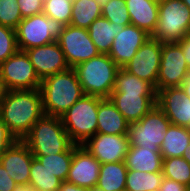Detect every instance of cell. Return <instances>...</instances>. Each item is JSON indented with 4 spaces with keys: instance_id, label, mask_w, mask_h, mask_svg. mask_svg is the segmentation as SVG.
<instances>
[{
    "instance_id": "cell-18",
    "label": "cell",
    "mask_w": 190,
    "mask_h": 191,
    "mask_svg": "<svg viewBox=\"0 0 190 191\" xmlns=\"http://www.w3.org/2000/svg\"><path fill=\"white\" fill-rule=\"evenodd\" d=\"M34 158L22 140H16L1 156L0 163L17 184H29L30 168Z\"/></svg>"
},
{
    "instance_id": "cell-44",
    "label": "cell",
    "mask_w": 190,
    "mask_h": 191,
    "mask_svg": "<svg viewBox=\"0 0 190 191\" xmlns=\"http://www.w3.org/2000/svg\"><path fill=\"white\" fill-rule=\"evenodd\" d=\"M5 93H6L5 86L3 84V81L0 79V104L4 98Z\"/></svg>"
},
{
    "instance_id": "cell-31",
    "label": "cell",
    "mask_w": 190,
    "mask_h": 191,
    "mask_svg": "<svg viewBox=\"0 0 190 191\" xmlns=\"http://www.w3.org/2000/svg\"><path fill=\"white\" fill-rule=\"evenodd\" d=\"M162 173L165 178L177 181L190 189V163L183 157L163 159Z\"/></svg>"
},
{
    "instance_id": "cell-41",
    "label": "cell",
    "mask_w": 190,
    "mask_h": 191,
    "mask_svg": "<svg viewBox=\"0 0 190 191\" xmlns=\"http://www.w3.org/2000/svg\"><path fill=\"white\" fill-rule=\"evenodd\" d=\"M58 191H92V189L80 187L68 181H62Z\"/></svg>"
},
{
    "instance_id": "cell-25",
    "label": "cell",
    "mask_w": 190,
    "mask_h": 191,
    "mask_svg": "<svg viewBox=\"0 0 190 191\" xmlns=\"http://www.w3.org/2000/svg\"><path fill=\"white\" fill-rule=\"evenodd\" d=\"M127 171L124 161L101 164L96 187L104 191H125Z\"/></svg>"
},
{
    "instance_id": "cell-24",
    "label": "cell",
    "mask_w": 190,
    "mask_h": 191,
    "mask_svg": "<svg viewBox=\"0 0 190 191\" xmlns=\"http://www.w3.org/2000/svg\"><path fill=\"white\" fill-rule=\"evenodd\" d=\"M190 143V128L170 124L165 131L164 140L160 146L163 159L183 157L184 150Z\"/></svg>"
},
{
    "instance_id": "cell-38",
    "label": "cell",
    "mask_w": 190,
    "mask_h": 191,
    "mask_svg": "<svg viewBox=\"0 0 190 191\" xmlns=\"http://www.w3.org/2000/svg\"><path fill=\"white\" fill-rule=\"evenodd\" d=\"M17 183L9 176L7 170L0 163V191H12Z\"/></svg>"
},
{
    "instance_id": "cell-27",
    "label": "cell",
    "mask_w": 190,
    "mask_h": 191,
    "mask_svg": "<svg viewBox=\"0 0 190 191\" xmlns=\"http://www.w3.org/2000/svg\"><path fill=\"white\" fill-rule=\"evenodd\" d=\"M102 0H74L70 24L88 29L90 24L102 16Z\"/></svg>"
},
{
    "instance_id": "cell-46",
    "label": "cell",
    "mask_w": 190,
    "mask_h": 191,
    "mask_svg": "<svg viewBox=\"0 0 190 191\" xmlns=\"http://www.w3.org/2000/svg\"><path fill=\"white\" fill-rule=\"evenodd\" d=\"M182 2L190 9V0H182Z\"/></svg>"
},
{
    "instance_id": "cell-10",
    "label": "cell",
    "mask_w": 190,
    "mask_h": 191,
    "mask_svg": "<svg viewBox=\"0 0 190 191\" xmlns=\"http://www.w3.org/2000/svg\"><path fill=\"white\" fill-rule=\"evenodd\" d=\"M56 41L64 52L70 68L100 54L85 28L65 25Z\"/></svg>"
},
{
    "instance_id": "cell-13",
    "label": "cell",
    "mask_w": 190,
    "mask_h": 191,
    "mask_svg": "<svg viewBox=\"0 0 190 191\" xmlns=\"http://www.w3.org/2000/svg\"><path fill=\"white\" fill-rule=\"evenodd\" d=\"M84 146L101 164L124 161L129 151L128 135L96 133Z\"/></svg>"
},
{
    "instance_id": "cell-35",
    "label": "cell",
    "mask_w": 190,
    "mask_h": 191,
    "mask_svg": "<svg viewBox=\"0 0 190 191\" xmlns=\"http://www.w3.org/2000/svg\"><path fill=\"white\" fill-rule=\"evenodd\" d=\"M18 50L15 29L0 25V64Z\"/></svg>"
},
{
    "instance_id": "cell-14",
    "label": "cell",
    "mask_w": 190,
    "mask_h": 191,
    "mask_svg": "<svg viewBox=\"0 0 190 191\" xmlns=\"http://www.w3.org/2000/svg\"><path fill=\"white\" fill-rule=\"evenodd\" d=\"M101 163L82 145L74 144L73 158L66 181L80 187L97 186Z\"/></svg>"
},
{
    "instance_id": "cell-32",
    "label": "cell",
    "mask_w": 190,
    "mask_h": 191,
    "mask_svg": "<svg viewBox=\"0 0 190 191\" xmlns=\"http://www.w3.org/2000/svg\"><path fill=\"white\" fill-rule=\"evenodd\" d=\"M101 10L102 17L116 25L126 26L131 24L126 0H102Z\"/></svg>"
},
{
    "instance_id": "cell-26",
    "label": "cell",
    "mask_w": 190,
    "mask_h": 191,
    "mask_svg": "<svg viewBox=\"0 0 190 191\" xmlns=\"http://www.w3.org/2000/svg\"><path fill=\"white\" fill-rule=\"evenodd\" d=\"M112 93L139 94V96H156L155 88L134 74L120 68L116 74Z\"/></svg>"
},
{
    "instance_id": "cell-22",
    "label": "cell",
    "mask_w": 190,
    "mask_h": 191,
    "mask_svg": "<svg viewBox=\"0 0 190 191\" xmlns=\"http://www.w3.org/2000/svg\"><path fill=\"white\" fill-rule=\"evenodd\" d=\"M124 164L130 170L162 172L163 158L160 148L130 146Z\"/></svg>"
},
{
    "instance_id": "cell-21",
    "label": "cell",
    "mask_w": 190,
    "mask_h": 191,
    "mask_svg": "<svg viewBox=\"0 0 190 191\" xmlns=\"http://www.w3.org/2000/svg\"><path fill=\"white\" fill-rule=\"evenodd\" d=\"M131 24L152 35L159 18V4L153 0H126Z\"/></svg>"
},
{
    "instance_id": "cell-33",
    "label": "cell",
    "mask_w": 190,
    "mask_h": 191,
    "mask_svg": "<svg viewBox=\"0 0 190 191\" xmlns=\"http://www.w3.org/2000/svg\"><path fill=\"white\" fill-rule=\"evenodd\" d=\"M73 0H44L43 13L64 25L70 24Z\"/></svg>"
},
{
    "instance_id": "cell-40",
    "label": "cell",
    "mask_w": 190,
    "mask_h": 191,
    "mask_svg": "<svg viewBox=\"0 0 190 191\" xmlns=\"http://www.w3.org/2000/svg\"><path fill=\"white\" fill-rule=\"evenodd\" d=\"M177 44L182 48L184 58L190 70V37L188 35L185 36L182 40L177 42Z\"/></svg>"
},
{
    "instance_id": "cell-9",
    "label": "cell",
    "mask_w": 190,
    "mask_h": 191,
    "mask_svg": "<svg viewBox=\"0 0 190 191\" xmlns=\"http://www.w3.org/2000/svg\"><path fill=\"white\" fill-rule=\"evenodd\" d=\"M0 79L6 90L39 89L41 83L27 53L21 50L0 64Z\"/></svg>"
},
{
    "instance_id": "cell-5",
    "label": "cell",
    "mask_w": 190,
    "mask_h": 191,
    "mask_svg": "<svg viewBox=\"0 0 190 191\" xmlns=\"http://www.w3.org/2000/svg\"><path fill=\"white\" fill-rule=\"evenodd\" d=\"M102 99L85 94L60 117L74 144L83 145L97 133V112Z\"/></svg>"
},
{
    "instance_id": "cell-16",
    "label": "cell",
    "mask_w": 190,
    "mask_h": 191,
    "mask_svg": "<svg viewBox=\"0 0 190 191\" xmlns=\"http://www.w3.org/2000/svg\"><path fill=\"white\" fill-rule=\"evenodd\" d=\"M38 77L42 80L47 76L65 71L70 68L64 52L58 42L33 47L25 50Z\"/></svg>"
},
{
    "instance_id": "cell-34",
    "label": "cell",
    "mask_w": 190,
    "mask_h": 191,
    "mask_svg": "<svg viewBox=\"0 0 190 191\" xmlns=\"http://www.w3.org/2000/svg\"><path fill=\"white\" fill-rule=\"evenodd\" d=\"M18 0H0V25L16 29L23 19Z\"/></svg>"
},
{
    "instance_id": "cell-48",
    "label": "cell",
    "mask_w": 190,
    "mask_h": 191,
    "mask_svg": "<svg viewBox=\"0 0 190 191\" xmlns=\"http://www.w3.org/2000/svg\"><path fill=\"white\" fill-rule=\"evenodd\" d=\"M92 191H104V190H102V189H99L98 187H94V188H92Z\"/></svg>"
},
{
    "instance_id": "cell-20",
    "label": "cell",
    "mask_w": 190,
    "mask_h": 191,
    "mask_svg": "<svg viewBox=\"0 0 190 191\" xmlns=\"http://www.w3.org/2000/svg\"><path fill=\"white\" fill-rule=\"evenodd\" d=\"M129 123L109 100L103 98L99 102L97 112V133L128 135Z\"/></svg>"
},
{
    "instance_id": "cell-4",
    "label": "cell",
    "mask_w": 190,
    "mask_h": 191,
    "mask_svg": "<svg viewBox=\"0 0 190 191\" xmlns=\"http://www.w3.org/2000/svg\"><path fill=\"white\" fill-rule=\"evenodd\" d=\"M120 67L108 54H99L74 67L86 95L109 98Z\"/></svg>"
},
{
    "instance_id": "cell-39",
    "label": "cell",
    "mask_w": 190,
    "mask_h": 191,
    "mask_svg": "<svg viewBox=\"0 0 190 191\" xmlns=\"http://www.w3.org/2000/svg\"><path fill=\"white\" fill-rule=\"evenodd\" d=\"M159 191H190V189L177 181L164 177Z\"/></svg>"
},
{
    "instance_id": "cell-43",
    "label": "cell",
    "mask_w": 190,
    "mask_h": 191,
    "mask_svg": "<svg viewBox=\"0 0 190 191\" xmlns=\"http://www.w3.org/2000/svg\"><path fill=\"white\" fill-rule=\"evenodd\" d=\"M12 191H36L31 184H17Z\"/></svg>"
},
{
    "instance_id": "cell-11",
    "label": "cell",
    "mask_w": 190,
    "mask_h": 191,
    "mask_svg": "<svg viewBox=\"0 0 190 191\" xmlns=\"http://www.w3.org/2000/svg\"><path fill=\"white\" fill-rule=\"evenodd\" d=\"M189 71L182 48L177 43H162L156 92L169 87H181Z\"/></svg>"
},
{
    "instance_id": "cell-30",
    "label": "cell",
    "mask_w": 190,
    "mask_h": 191,
    "mask_svg": "<svg viewBox=\"0 0 190 191\" xmlns=\"http://www.w3.org/2000/svg\"><path fill=\"white\" fill-rule=\"evenodd\" d=\"M74 144L65 152L34 156L42 165L62 181H66L73 158Z\"/></svg>"
},
{
    "instance_id": "cell-2",
    "label": "cell",
    "mask_w": 190,
    "mask_h": 191,
    "mask_svg": "<svg viewBox=\"0 0 190 191\" xmlns=\"http://www.w3.org/2000/svg\"><path fill=\"white\" fill-rule=\"evenodd\" d=\"M39 90L44 114L59 118L85 95L74 68L45 77Z\"/></svg>"
},
{
    "instance_id": "cell-23",
    "label": "cell",
    "mask_w": 190,
    "mask_h": 191,
    "mask_svg": "<svg viewBox=\"0 0 190 191\" xmlns=\"http://www.w3.org/2000/svg\"><path fill=\"white\" fill-rule=\"evenodd\" d=\"M125 26L116 25L104 17L95 19L87 29L89 37L97 47L100 54H109L115 36Z\"/></svg>"
},
{
    "instance_id": "cell-36",
    "label": "cell",
    "mask_w": 190,
    "mask_h": 191,
    "mask_svg": "<svg viewBox=\"0 0 190 191\" xmlns=\"http://www.w3.org/2000/svg\"><path fill=\"white\" fill-rule=\"evenodd\" d=\"M23 18L43 13L44 0H18Z\"/></svg>"
},
{
    "instance_id": "cell-42",
    "label": "cell",
    "mask_w": 190,
    "mask_h": 191,
    "mask_svg": "<svg viewBox=\"0 0 190 191\" xmlns=\"http://www.w3.org/2000/svg\"><path fill=\"white\" fill-rule=\"evenodd\" d=\"M181 88L190 98V71L188 72V75L186 76L185 80L182 82Z\"/></svg>"
},
{
    "instance_id": "cell-15",
    "label": "cell",
    "mask_w": 190,
    "mask_h": 191,
    "mask_svg": "<svg viewBox=\"0 0 190 191\" xmlns=\"http://www.w3.org/2000/svg\"><path fill=\"white\" fill-rule=\"evenodd\" d=\"M156 105L171 124L190 128V98L181 87H169L157 91Z\"/></svg>"
},
{
    "instance_id": "cell-17",
    "label": "cell",
    "mask_w": 190,
    "mask_h": 191,
    "mask_svg": "<svg viewBox=\"0 0 190 191\" xmlns=\"http://www.w3.org/2000/svg\"><path fill=\"white\" fill-rule=\"evenodd\" d=\"M149 38L151 35L143 29L133 24L126 25L115 36L108 55L120 68H123Z\"/></svg>"
},
{
    "instance_id": "cell-37",
    "label": "cell",
    "mask_w": 190,
    "mask_h": 191,
    "mask_svg": "<svg viewBox=\"0 0 190 191\" xmlns=\"http://www.w3.org/2000/svg\"><path fill=\"white\" fill-rule=\"evenodd\" d=\"M16 141L0 117V156Z\"/></svg>"
},
{
    "instance_id": "cell-47",
    "label": "cell",
    "mask_w": 190,
    "mask_h": 191,
    "mask_svg": "<svg viewBox=\"0 0 190 191\" xmlns=\"http://www.w3.org/2000/svg\"><path fill=\"white\" fill-rule=\"evenodd\" d=\"M155 3H157V4H161V3H164L165 1H167V0H153Z\"/></svg>"
},
{
    "instance_id": "cell-7",
    "label": "cell",
    "mask_w": 190,
    "mask_h": 191,
    "mask_svg": "<svg viewBox=\"0 0 190 191\" xmlns=\"http://www.w3.org/2000/svg\"><path fill=\"white\" fill-rule=\"evenodd\" d=\"M64 26L44 13L23 18L15 29L19 50L25 51L55 42Z\"/></svg>"
},
{
    "instance_id": "cell-45",
    "label": "cell",
    "mask_w": 190,
    "mask_h": 191,
    "mask_svg": "<svg viewBox=\"0 0 190 191\" xmlns=\"http://www.w3.org/2000/svg\"><path fill=\"white\" fill-rule=\"evenodd\" d=\"M183 158L190 163V143L184 150Z\"/></svg>"
},
{
    "instance_id": "cell-3",
    "label": "cell",
    "mask_w": 190,
    "mask_h": 191,
    "mask_svg": "<svg viewBox=\"0 0 190 191\" xmlns=\"http://www.w3.org/2000/svg\"><path fill=\"white\" fill-rule=\"evenodd\" d=\"M33 156H46L67 151L74 143L67 134L61 118L43 115L22 139Z\"/></svg>"
},
{
    "instance_id": "cell-8",
    "label": "cell",
    "mask_w": 190,
    "mask_h": 191,
    "mask_svg": "<svg viewBox=\"0 0 190 191\" xmlns=\"http://www.w3.org/2000/svg\"><path fill=\"white\" fill-rule=\"evenodd\" d=\"M170 124L164 112L155 105L139 121L129 124L130 146L160 148Z\"/></svg>"
},
{
    "instance_id": "cell-6",
    "label": "cell",
    "mask_w": 190,
    "mask_h": 191,
    "mask_svg": "<svg viewBox=\"0 0 190 191\" xmlns=\"http://www.w3.org/2000/svg\"><path fill=\"white\" fill-rule=\"evenodd\" d=\"M190 9L182 0H167L159 4V18L151 35L161 43H177L189 34Z\"/></svg>"
},
{
    "instance_id": "cell-12",
    "label": "cell",
    "mask_w": 190,
    "mask_h": 191,
    "mask_svg": "<svg viewBox=\"0 0 190 191\" xmlns=\"http://www.w3.org/2000/svg\"><path fill=\"white\" fill-rule=\"evenodd\" d=\"M161 53L162 43L151 37L123 68L141 80L150 83L156 89Z\"/></svg>"
},
{
    "instance_id": "cell-19",
    "label": "cell",
    "mask_w": 190,
    "mask_h": 191,
    "mask_svg": "<svg viewBox=\"0 0 190 191\" xmlns=\"http://www.w3.org/2000/svg\"><path fill=\"white\" fill-rule=\"evenodd\" d=\"M109 100L129 124L139 121L156 105V96L139 94L111 93Z\"/></svg>"
},
{
    "instance_id": "cell-1",
    "label": "cell",
    "mask_w": 190,
    "mask_h": 191,
    "mask_svg": "<svg viewBox=\"0 0 190 191\" xmlns=\"http://www.w3.org/2000/svg\"><path fill=\"white\" fill-rule=\"evenodd\" d=\"M43 115L39 89L6 90L0 104V117L16 140H22Z\"/></svg>"
},
{
    "instance_id": "cell-28",
    "label": "cell",
    "mask_w": 190,
    "mask_h": 191,
    "mask_svg": "<svg viewBox=\"0 0 190 191\" xmlns=\"http://www.w3.org/2000/svg\"><path fill=\"white\" fill-rule=\"evenodd\" d=\"M164 176L162 172H144L128 169L125 191L159 190Z\"/></svg>"
},
{
    "instance_id": "cell-29",
    "label": "cell",
    "mask_w": 190,
    "mask_h": 191,
    "mask_svg": "<svg viewBox=\"0 0 190 191\" xmlns=\"http://www.w3.org/2000/svg\"><path fill=\"white\" fill-rule=\"evenodd\" d=\"M61 183L62 180L47 170L37 158L32 159L29 184L36 191H58Z\"/></svg>"
}]
</instances>
